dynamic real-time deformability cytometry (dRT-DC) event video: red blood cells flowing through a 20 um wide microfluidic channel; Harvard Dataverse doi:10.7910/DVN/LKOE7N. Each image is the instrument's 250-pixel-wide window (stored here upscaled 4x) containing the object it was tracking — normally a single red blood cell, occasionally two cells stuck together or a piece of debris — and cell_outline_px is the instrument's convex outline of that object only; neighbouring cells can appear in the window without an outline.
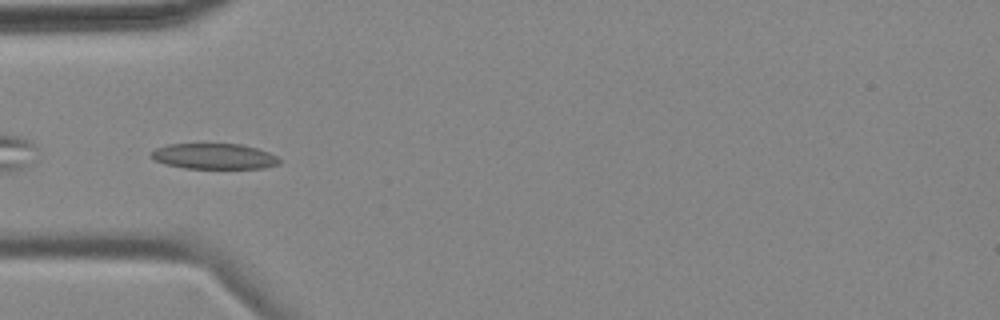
{"species": "common noctule bat (a hibernating species)", "species_latin": "Nyctalus noctula", "temperature_condition": "cold", "stored_images_in_passage": 6, "camera_frame_rate_fps": 3000, "um_per_image_px": 0.085, "animal": {"sex": "female", "body_mass_g": 18.4}, "frame": {"image": 1, "passage_image": 5, "time_ms": 5.0, "image_size_px": [1000, 320], "cell_outline_px": [[280, 164], [264, 168], [184, 168], [164, 164], [148, 156], [156, 148], [168, 144], [240, 144], [256, 148], [268, 152], [276, 156], [280, 160]], "centroid_in_image_um": [18.18, 13.29], "position_along_channel_um": 66.8, "area_um2": 19.07}}
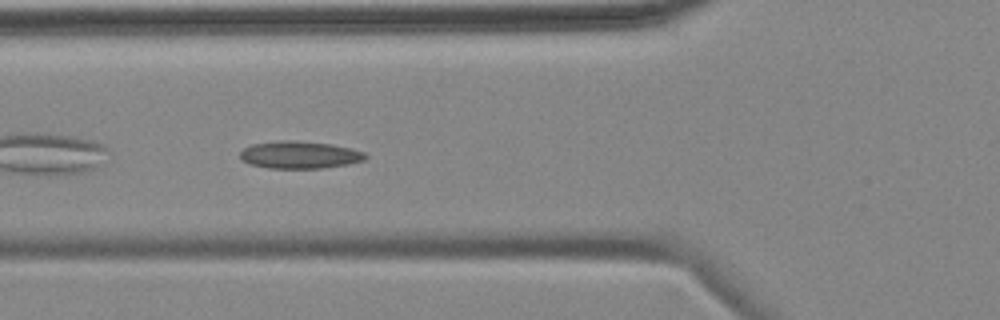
{"frame": {"image": 2, "passage_image": 6, "time_ms": 6.0, "image_size_px": [1000, 320], "cell_outline_px": [[368, 156], [364, 160], [348, 164], [320, 168], [268, 168], [248, 164], [240, 156], [240, 152], [244, 148], [252, 144], [280, 140], [296, 140], [332, 144], [352, 148], [364, 152]], "centroid_in_image_um": [25.48, 13.15], "position_along_channel_um": 100.3, "area_um2": 20.06}}